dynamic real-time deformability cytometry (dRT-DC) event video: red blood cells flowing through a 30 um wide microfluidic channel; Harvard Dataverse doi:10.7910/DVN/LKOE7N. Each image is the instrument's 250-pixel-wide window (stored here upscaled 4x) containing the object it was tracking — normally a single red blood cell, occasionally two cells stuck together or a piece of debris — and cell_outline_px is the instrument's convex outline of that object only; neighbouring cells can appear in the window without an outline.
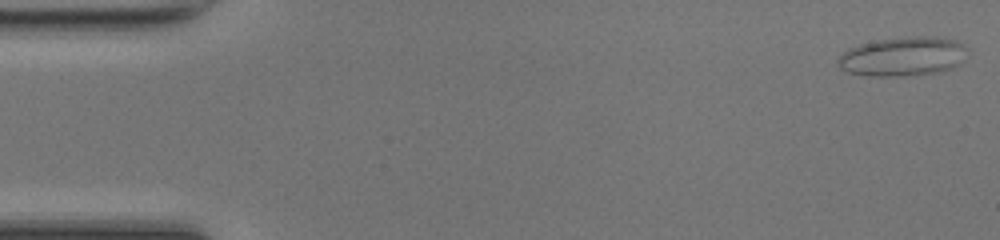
{"species": "common noctule bat (a hibernating species)", "species_latin": "Nyctalus noctula", "temperature_condition": "room temperature", "stored_images_in_passage": 48, "camera_frame_rate_fps": 3000, "um_per_image_px": 0.085, "animal": {"sex": "female", "body_mass_g": 17.0, "forearm_length_mm": 48.0}, "frame": {"image": 1, "passage_image": 1, "time_ms": 0.0, "image_size_px": [1000, 240], "cell_outline_px": [[968, 48], [964, 60], [960, 64], [952, 68], [940, 72], [896, 76], [872, 76], [848, 72], [840, 68], [836, 64], [836, 60], [848, 48], [860, 44], [880, 40], [912, 36], [936, 36], [956, 40]], "centroid_in_image_um": [76.77, 4.8], "position_along_channel_um": 8.2, "area_um2": 29.65}}
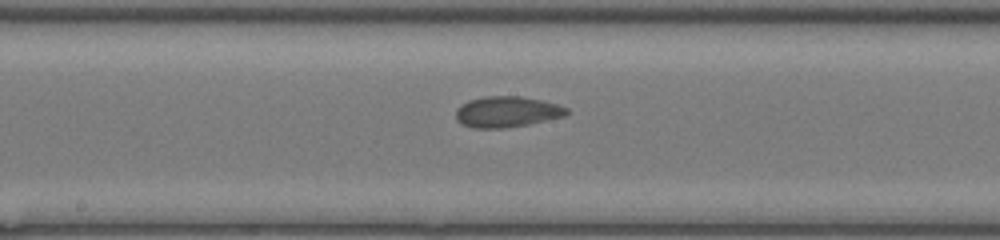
{"frame": {"image": 2, "passage_image": 25, "time_ms": 8.0, "image_size_px": [1000, 240], "cell_outline_px": [[568, 112], [564, 116], [528, 124], [500, 128], [472, 128], [460, 124], [456, 120], [456, 108], [460, 104], [468, 100], [484, 96], [520, 96], [540, 100], [556, 104], [568, 108]], "centroid_in_image_um": [43.02, 9.5], "position_along_channel_um": 205.2, "area_um2": 19.94}}
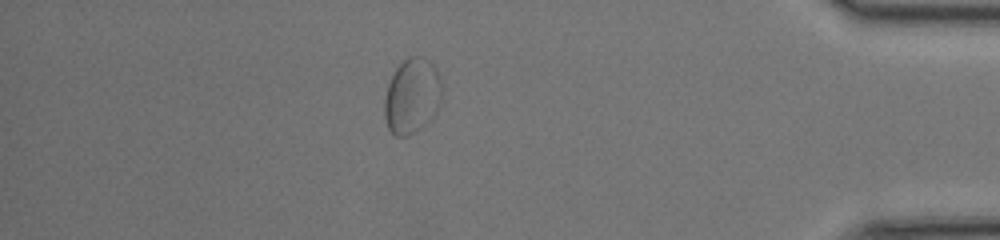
{"frame": {"image": 3, "passage_image": 42, "time_ms": 13.667, "image_size_px": [1000, 240], "cell_outline_px": [[440, 88], [420, 128], [408, 136], [396, 136], [388, 128], [384, 116], [384, 96], [388, 84], [396, 68], [408, 56], [424, 56], [432, 64], [436, 72], [440, 84]], "centroid_in_image_um": [34.87, 8.1], "position_along_channel_um": 400.3, "area_um2": 23.47}}